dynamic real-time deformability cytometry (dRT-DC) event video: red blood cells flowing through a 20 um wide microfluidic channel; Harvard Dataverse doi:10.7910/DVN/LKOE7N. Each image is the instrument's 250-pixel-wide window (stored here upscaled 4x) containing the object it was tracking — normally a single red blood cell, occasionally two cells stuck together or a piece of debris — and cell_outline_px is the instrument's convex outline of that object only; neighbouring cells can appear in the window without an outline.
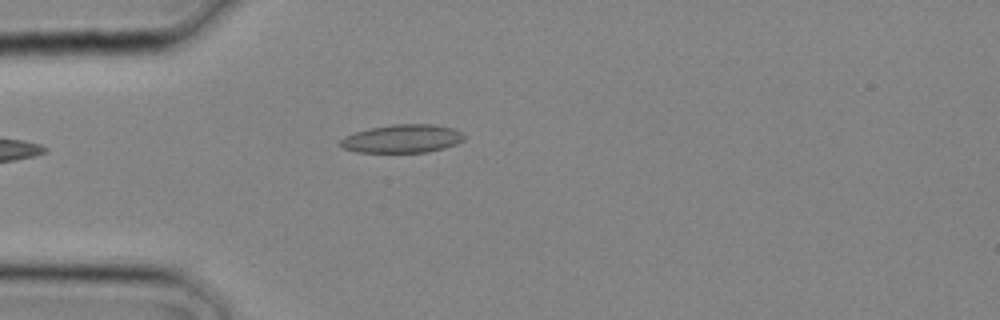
{"species": "common noctule bat (a hibernating species)", "species_latin": "Nyctalus noctula", "temperature_condition": "cold", "stored_images_in_passage": 7, "camera_frame_rate_fps": 3000, "um_per_image_px": 0.085, "animal": {"sex": "male", "body_mass_g": 20.4}, "frame": {"image": 1, "passage_image": 1, "time_ms": 0.0, "image_size_px": [1000, 320], "cell_outline_px": [[464, 140], [456, 144], [444, 148], [428, 152], [356, 152], [344, 148], [340, 144], [340, 140], [344, 136], [356, 132], [372, 128], [392, 124], [432, 124], [456, 128], [464, 132]], "centroid_in_image_um": [34.25, 11.78], "position_along_channel_um": 50.7, "area_um2": 20.46}}
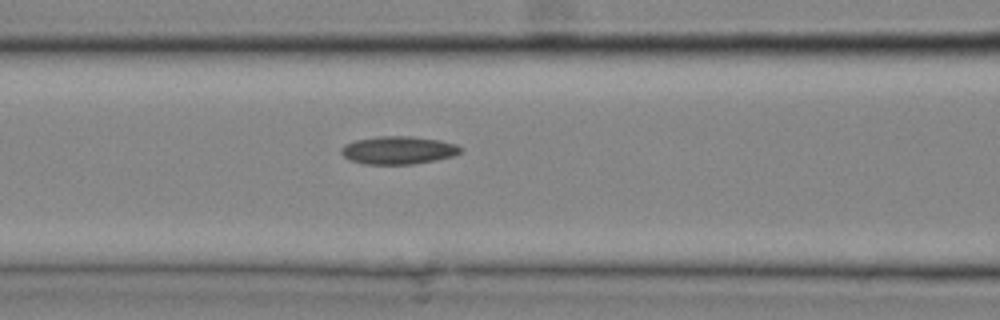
{"frame": {"image": 2, "passage_image": 5, "time_ms": 1.333, "image_size_px": [1000, 320], "cell_outline_px": [[464, 148], [460, 152], [452, 156], [436, 160], [412, 164], [364, 164], [348, 160], [340, 152], [340, 148], [344, 144], [356, 140], [376, 136], [412, 136], [440, 140], [456, 144]], "centroid_in_image_um": [33.83, 12.76], "position_along_channel_um": 132.8, "area_um2": 19.59}}
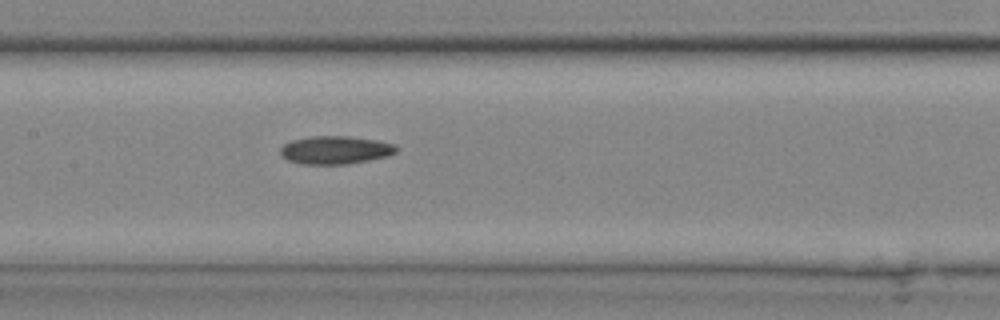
{"frame": {"image": 3, "passage_image": 7, "time_ms": 2.0, "image_size_px": [1000, 320], "cell_outline_px": [[396, 152], [388, 156], [348, 164], [300, 164], [288, 160], [280, 156], [280, 148], [284, 144], [292, 140], [312, 136], [348, 136], [376, 140], [396, 144]], "centroid_in_image_um": [28.48, 12.75], "position_along_channel_um": 178.9, "area_um2": 19.02}}